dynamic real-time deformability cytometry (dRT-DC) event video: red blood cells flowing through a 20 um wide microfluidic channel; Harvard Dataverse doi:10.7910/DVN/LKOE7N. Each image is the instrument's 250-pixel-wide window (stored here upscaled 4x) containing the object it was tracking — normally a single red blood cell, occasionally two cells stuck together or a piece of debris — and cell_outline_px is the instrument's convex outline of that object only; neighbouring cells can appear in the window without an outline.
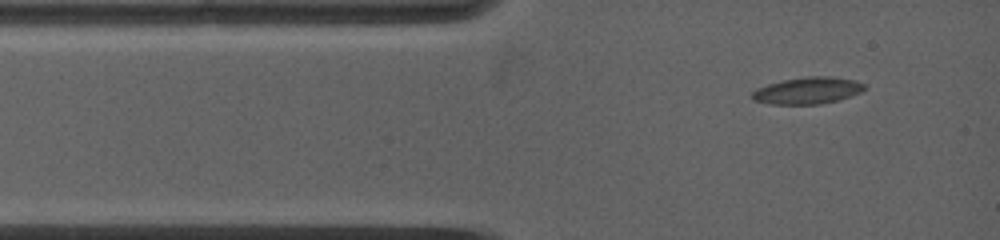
{"species": "common noctule bat (a hibernating species)", "species_latin": "Nyctalus noctula", "temperature_condition": "warm", "stored_images_in_passage": 9, "camera_frame_rate_fps": 5000, "um_per_image_px": 0.085, "animal": {"sex": "female", "body_mass_g": 19.0, "forearm_length_mm": 53.3}, "frame": {"image": 1, "passage_image": 1, "time_ms": 0.0, "image_size_px": [1000, 240], "cell_outline_px": [[864, 88], [860, 92], [836, 100], [820, 104], [768, 104], [752, 100], [752, 92], [756, 88], [768, 84], [784, 80], [808, 76], [832, 76], [856, 80], [864, 84]], "centroid_in_image_um": [68.61, 7.69], "position_along_channel_um": 16.4, "area_um2": 17.4}}
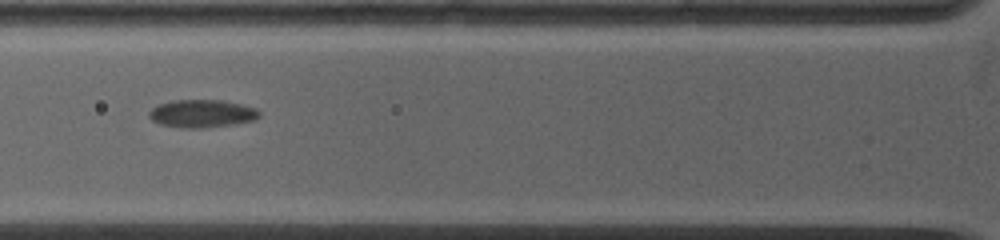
{"frame": {"image": 2, "passage_image": 6, "time_ms": 3.2, "image_size_px": [1000, 240], "cell_outline_px": [[260, 116], [252, 120], [236, 124], [204, 128], [180, 128], [160, 124], [152, 120], [148, 116], [148, 112], [152, 108], [160, 104], [172, 100], [224, 100], [256, 108], [260, 112]], "centroid_in_image_um": [17.15, 9.66], "position_along_channel_um": 108.6, "area_um2": 17.98}}
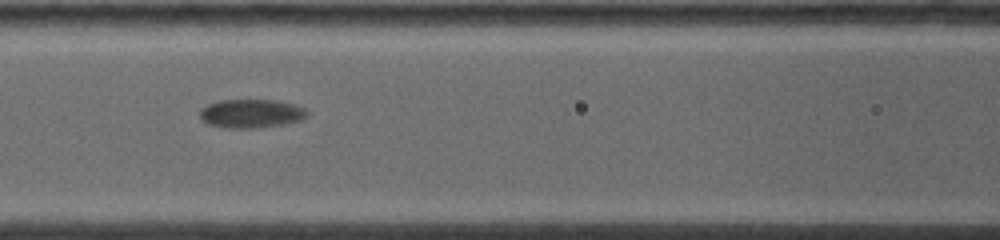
{"frame": {"image": 3, "passage_image": 8, "time_ms": 4.2, "image_size_px": [1000, 240], "cell_outline_px": [[308, 116], [300, 120], [284, 124], [256, 128], [224, 128], [208, 124], [200, 120], [200, 108], [208, 104], [220, 100], [280, 100], [304, 108], [308, 112]], "centroid_in_image_um": [21.32, 9.65], "position_along_channel_um": 145.3, "area_um2": 18.09}}